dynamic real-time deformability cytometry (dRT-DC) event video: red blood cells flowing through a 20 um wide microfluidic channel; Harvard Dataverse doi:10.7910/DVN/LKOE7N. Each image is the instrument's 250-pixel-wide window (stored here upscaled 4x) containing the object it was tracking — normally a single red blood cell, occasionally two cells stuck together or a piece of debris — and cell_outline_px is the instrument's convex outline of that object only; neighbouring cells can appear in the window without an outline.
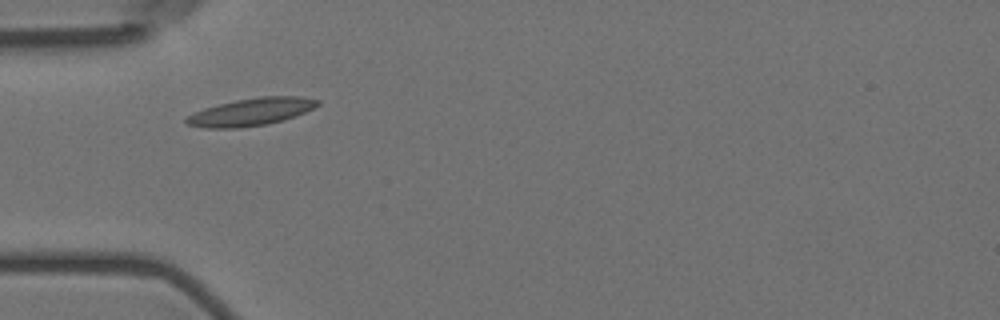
{"species": "Egyptian fruit bat (a non-hibernating species)", "species_latin": "Rousettus aegyptiacus", "temperature_condition": "room temperature", "stored_images_in_passage": 40, "camera_frame_rate_fps": 3000, "um_per_image_px": 0.085, "animal": {"sex": "female"}, "frame": {"image": 1, "passage_image": 1, "time_ms": 0.0, "image_size_px": [1000, 320], "cell_outline_px": [[320, 104], [304, 112], [284, 120], [264, 124], [240, 128], [204, 128], [188, 124], [184, 120], [192, 112], [204, 108], [236, 100], [260, 96], [300, 96], [320, 100]], "centroid_in_image_um": [21.33, 9.5], "position_along_channel_um": 63.7, "area_um2": 20.92}}
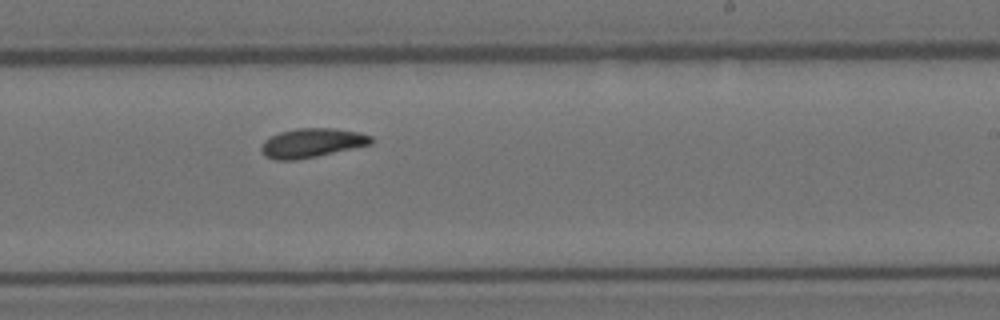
{"frame": {"image": 2, "passage_image": 18, "time_ms": 5.667, "image_size_px": [1000, 320], "cell_outline_px": [[372, 144], [316, 156], [292, 160], [276, 160], [264, 156], [260, 152], [260, 148], [264, 140], [280, 132], [296, 128], [336, 128], [360, 132], [372, 136]], "centroid_in_image_um": [26.49, 12.14], "position_along_channel_um": 262.5, "area_um2": 18.67}}
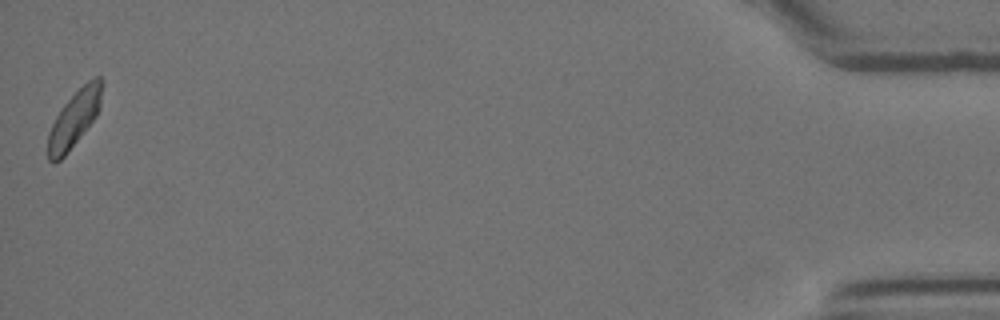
{"frame": {"image": 3, "passage_image": 40, "time_ms": 13.0, "image_size_px": [1000, 320], "cell_outline_px": [[104, 84], [100, 108], [96, 116], [68, 152], [60, 160], [52, 164], [48, 160], [48, 132], [56, 116], [64, 104], [88, 80], [96, 76], [100, 76], [104, 80]], "centroid_in_image_um": [6.34, 10.08], "position_along_channel_um": 428.9, "area_um2": 17.74}, "authors_computed_cell_mechanics": {"area_um2": 18.1492, "velocity_mm_per_s": 3.5343, "shape_relaxation_time_tau1_ms": 4.8109, "shape_relaxation_time_tau2_ms": 4.1969, "deformation_change_tau1": 0.1299, "deformation_change_tau2": 0.0905}}